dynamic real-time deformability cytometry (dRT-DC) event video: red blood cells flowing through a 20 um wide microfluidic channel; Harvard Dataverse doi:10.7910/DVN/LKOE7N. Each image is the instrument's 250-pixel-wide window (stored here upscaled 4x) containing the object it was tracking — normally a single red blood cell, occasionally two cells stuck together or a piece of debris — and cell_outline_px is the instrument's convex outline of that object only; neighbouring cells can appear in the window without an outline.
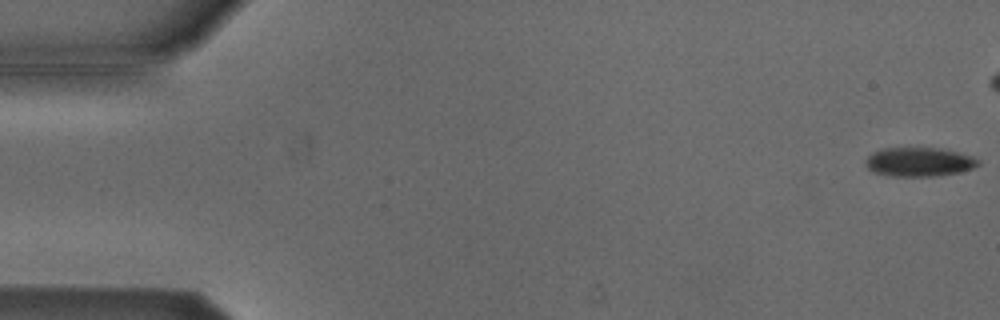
{"species": "Egyptian fruit bat (a non-hibernating species)", "species_latin": "Rousettus aegyptiacus", "temperature_condition": "cold", "stored_images_in_passage": 46, "camera_frame_rate_fps": 3000, "um_per_image_px": 0.085, "animal": {"sex": "male"}, "frame": {"image": 1, "passage_image": 1, "time_ms": 0.0, "image_size_px": [1000, 320], "cell_outline_px": [[980, 164], [972, 168], [960, 172], [936, 176], [892, 176], [872, 172], [864, 164], [864, 160], [872, 152], [884, 148], [940, 148], [972, 156], [980, 160]], "centroid_in_image_um": [78.1, 13.77], "position_along_channel_um": 6.9, "area_um2": 19.13}}
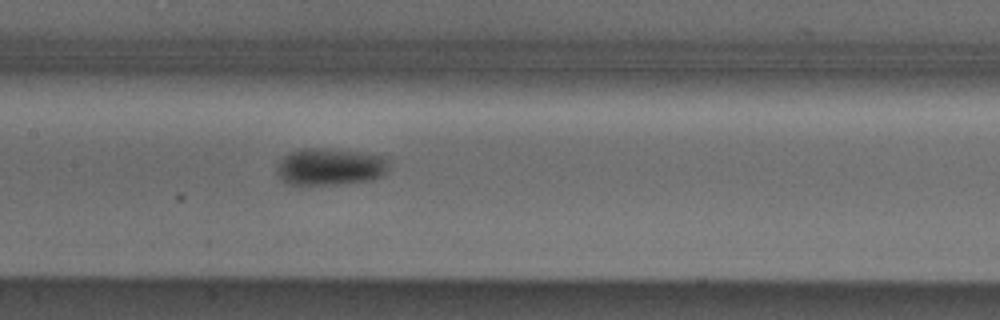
{"frame": {"image": 2, "passage_image": 26, "time_ms": 8.333, "image_size_px": [1000, 320], "cell_outline_px": [[388, 172], [372, 180], [340, 184], [288, 184], [276, 172], [276, 168], [280, 160], [288, 152], [300, 148], [324, 148], [360, 152], [388, 156]], "centroid_in_image_um": [28.08, 14.15], "position_along_channel_um": 179.3, "area_um2": 24.39}}
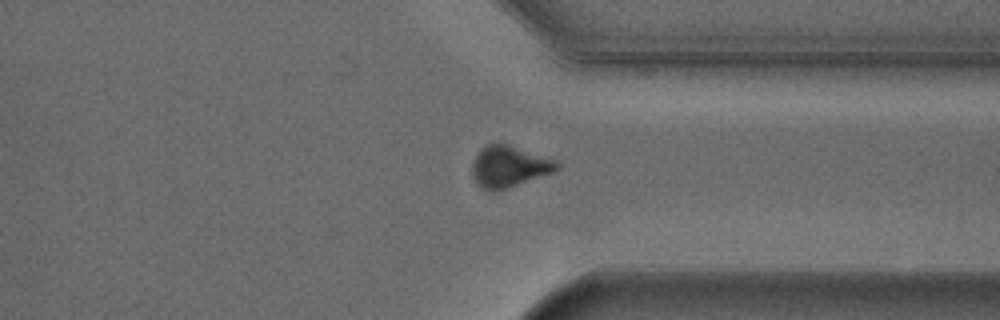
{"frame": {"image": 3, "passage_image": 41, "time_ms": 13.333, "image_size_px": [1000, 320], "cell_outline_px": [[560, 168], [552, 172], [492, 192], [484, 188], [476, 180], [472, 172], [472, 164], [480, 148], [496, 140], [500, 140], [552, 160], [560, 164]], "centroid_in_image_um": [43.22, 14.09], "position_along_channel_um": 368.2, "area_um2": 20.0}}